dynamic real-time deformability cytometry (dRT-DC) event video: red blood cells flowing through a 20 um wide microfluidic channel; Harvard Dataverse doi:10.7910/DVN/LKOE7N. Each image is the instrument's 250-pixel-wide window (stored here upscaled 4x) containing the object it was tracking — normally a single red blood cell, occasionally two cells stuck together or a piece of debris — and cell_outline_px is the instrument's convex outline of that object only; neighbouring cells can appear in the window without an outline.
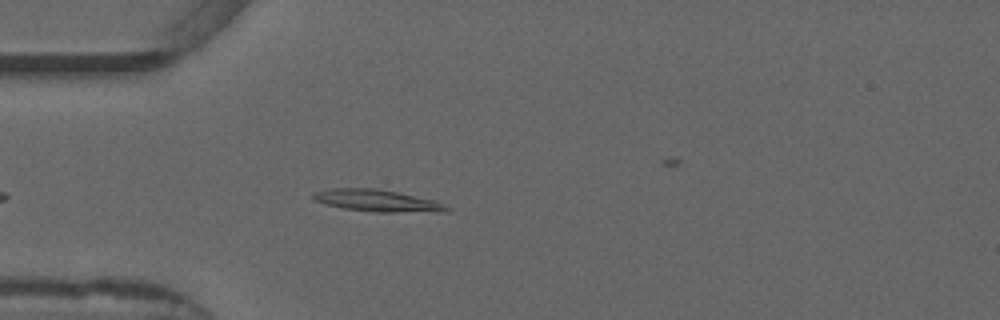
{"species": "common noctule bat (a hibernating species)", "species_latin": "Nyctalus noctula", "temperature_condition": "warm", "stored_images_in_passage": 19, "camera_frame_rate_fps": 3000, "um_per_image_px": 0.085, "animal": {"sex": "male", "forearm_length_mm": 52.5}, "frame": {"image": 1, "passage_image": 4, "time_ms": 1.0, "image_size_px": [1000, 320], "cell_outline_px": [[452, 208], [396, 212], [376, 212], [344, 208], [324, 204], [316, 200], [312, 196], [316, 192], [332, 188], [376, 188], [436, 200]], "centroid_in_image_um": [31.94, 17.02], "position_along_channel_um": 53.1, "area_um2": 16.3}}
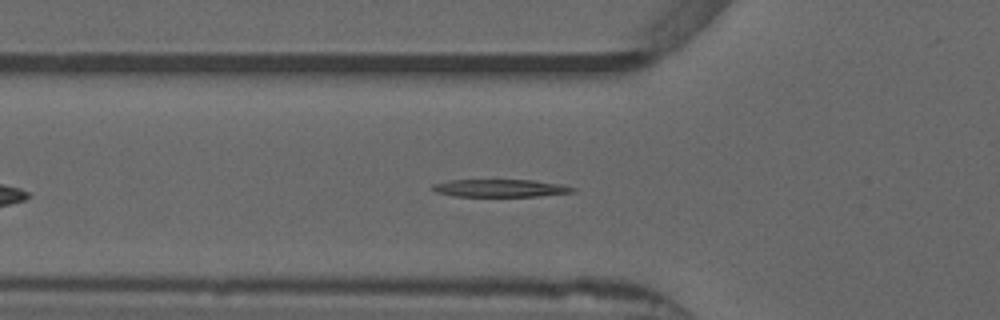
{"frame": {"image": 2, "passage_image": 7, "time_ms": 2.0, "image_size_px": [1000, 320], "cell_outline_px": [[576, 192], [536, 196], [456, 196], [436, 192], [432, 188], [432, 184], [448, 180], [532, 180], [560, 184], [576, 188]], "centroid_in_image_um": [42.53, 15.99], "position_along_channel_um": 83.3, "area_um2": 14.28}}
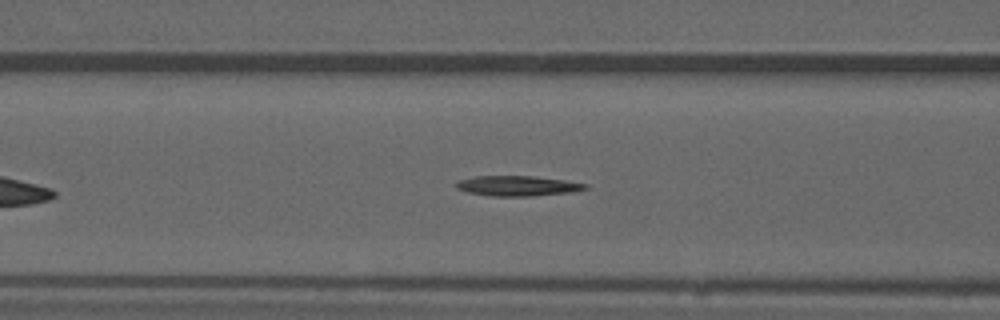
{"frame": {"image": 3, "passage_image": 10, "time_ms": 3.0, "image_size_px": [1000, 320], "cell_outline_px": [[588, 188], [572, 192], [532, 196], [492, 196], [468, 192], [456, 188], [456, 184], [460, 180], [476, 176], [536, 176], [564, 180], [588, 184]], "centroid_in_image_um": [44.03, 15.8], "position_along_channel_um": 122.6, "area_um2": 15.09}}